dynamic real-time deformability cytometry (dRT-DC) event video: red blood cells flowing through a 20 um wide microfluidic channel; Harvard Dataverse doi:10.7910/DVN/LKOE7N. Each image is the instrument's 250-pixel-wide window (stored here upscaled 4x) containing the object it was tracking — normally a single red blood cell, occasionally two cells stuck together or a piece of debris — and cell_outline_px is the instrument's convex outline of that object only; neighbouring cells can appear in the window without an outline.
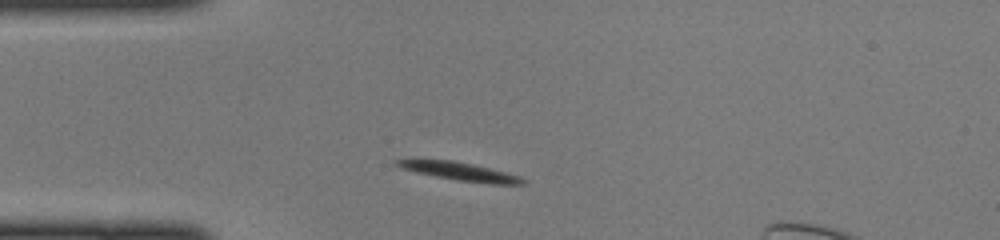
{"species": "common noctule bat (a hibernating species)", "species_latin": "Nyctalus noctula", "temperature_condition": "cold", "stored_images_in_passage": 39, "segment_of_instrument_passage": [1, 2], "camera_frame_rate_fps": 3000, "um_per_image_px": 0.085, "animal": {"sex": "female", "body_mass_g": 22.0, "forearm_length_mm": 56.7}, "frame": {"image": 1, "passage_image": 1, "time_ms": 0.0, "image_size_px": [1000, 240], "cell_outline_px": [[524, 184], [492, 184], [456, 180], [416, 172], [400, 168], [392, 160], [452, 160], [472, 164], [520, 176], [524, 180]], "centroid_in_image_um": [39.08, 14.58], "position_along_channel_um": 45.9, "area_um2": 13.01}}
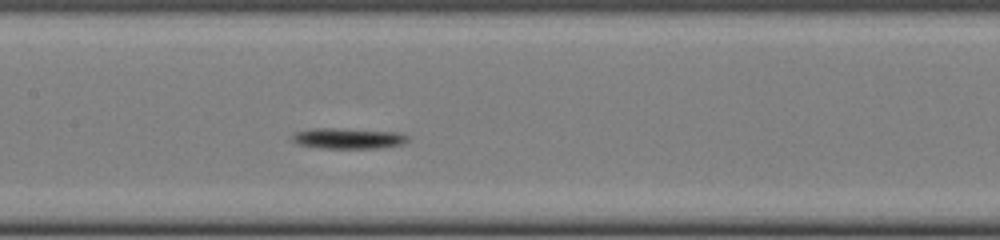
{"frame": {"image": 2, "passage_image": 12, "time_ms": 3.667, "image_size_px": [1000, 240], "cell_outline_px": [[408, 140], [404, 144], [380, 148], [320, 148], [296, 144], [292, 140], [292, 136], [296, 132], [312, 128], [336, 128], [400, 132], [408, 136]], "centroid_in_image_um": [29.6, 11.76], "position_along_channel_um": 177.8, "area_um2": 14.05}}
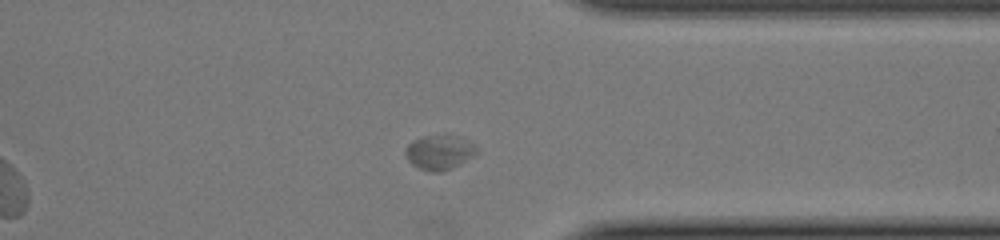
{"frame": {"image": 3, "passage_image": 27, "time_ms": 8.667, "image_size_px": [1000, 240], "cell_outline_px": [[476, 152], [472, 156], [460, 164], [444, 172], [428, 172], [416, 168], [408, 160], [404, 152], [404, 148], [412, 140], [424, 136], [456, 136], [472, 144], [476, 148]], "centroid_in_image_um": [37.26, 12.98], "position_along_channel_um": 374.1, "area_um2": 14.22}}